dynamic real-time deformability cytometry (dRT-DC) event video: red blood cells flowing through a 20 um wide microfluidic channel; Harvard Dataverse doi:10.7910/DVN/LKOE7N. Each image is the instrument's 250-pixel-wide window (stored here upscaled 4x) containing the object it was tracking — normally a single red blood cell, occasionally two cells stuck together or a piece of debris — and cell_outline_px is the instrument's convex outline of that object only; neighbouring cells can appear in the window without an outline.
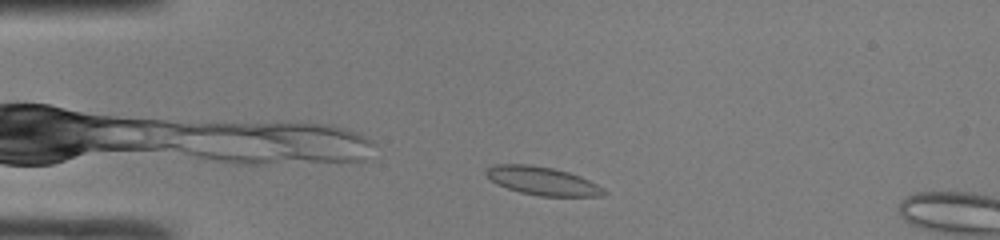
{"species": "common noctule bat (a hibernating species)", "species_latin": "Nyctalus noctula", "temperature_condition": "room temperature", "stored_images_in_passage": 6, "camera_frame_rate_fps": 3000, "um_per_image_px": 0.085, "animal": {"sex": "male", "body_mass_g": 19.0, "forearm_length_mm": 50.8}, "frame": {"image": 1, "passage_image": 3, "time_ms": 0.667, "image_size_px": [1000, 240], "cell_outline_px": [[608, 192], [604, 196], [540, 196], [520, 192], [496, 184], [484, 172], [492, 164], [528, 164], [552, 168], [568, 172], [580, 176], [604, 188]], "centroid_in_image_um": [46.11, 15.38], "position_along_channel_um": 38.9, "area_um2": 19.36}}